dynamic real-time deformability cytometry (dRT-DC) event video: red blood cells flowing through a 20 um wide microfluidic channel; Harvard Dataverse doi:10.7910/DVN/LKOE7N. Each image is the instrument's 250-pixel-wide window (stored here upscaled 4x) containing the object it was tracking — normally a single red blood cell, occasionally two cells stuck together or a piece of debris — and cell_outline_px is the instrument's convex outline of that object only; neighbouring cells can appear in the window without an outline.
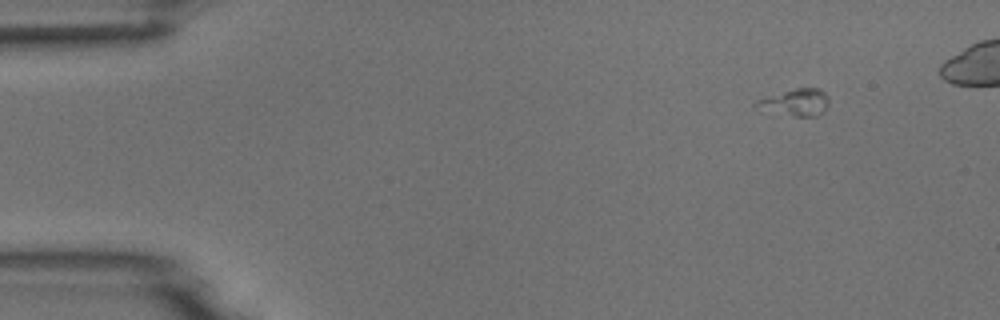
{"species": "common noctule bat (a hibernating species)", "species_latin": "Nyctalus noctula", "temperature_condition": "room temperature", "stored_images_in_passage": 5, "camera_frame_rate_fps": 3000, "um_per_image_px": 0.085, "animal": {"sex": "male", "body_mass_g": 18.8}, "frame": {"image": 1, "passage_image": 1, "time_ms": 0.0, "image_size_px": [1000, 320], "cell_outline_px": [[828, 104], [824, 112], [816, 116], [796, 116], [752, 104], [756, 100], [796, 88], [820, 88], [828, 96]], "centroid_in_image_um": [67.74, 8.67], "position_along_channel_um": 17.3, "area_um2": 10.75}}